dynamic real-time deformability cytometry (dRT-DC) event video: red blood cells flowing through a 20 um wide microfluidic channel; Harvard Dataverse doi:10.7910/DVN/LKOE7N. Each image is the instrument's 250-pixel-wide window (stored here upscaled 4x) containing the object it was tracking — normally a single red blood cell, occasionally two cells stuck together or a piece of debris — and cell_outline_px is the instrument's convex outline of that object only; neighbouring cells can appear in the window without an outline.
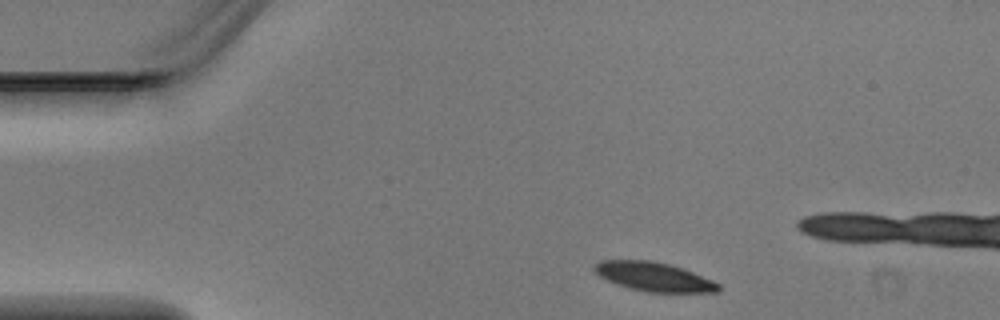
{"species": "Egyptian fruit bat (a non-hibernating species)", "species_latin": "Rousettus aegyptiacus", "temperature_condition": "warm", "stored_images_in_passage": 5, "segment_of_instrument_passage": [2, 2], "camera_frame_rate_fps": 3000, "um_per_image_px": 0.085, "animal": {"sex": "male"}, "frame": {"image": 1, "passage_image": 5, "time_ms": 1.333, "image_size_px": [1000, 320], "cell_outline_px": [[720, 288], [716, 292], [648, 292], [616, 284], [600, 276], [592, 268], [600, 260], [652, 260], [684, 268], [712, 280], [720, 284]], "centroid_in_image_um": [55.59, 23.51], "position_along_channel_um": 29.4, "area_um2": 20.81}}